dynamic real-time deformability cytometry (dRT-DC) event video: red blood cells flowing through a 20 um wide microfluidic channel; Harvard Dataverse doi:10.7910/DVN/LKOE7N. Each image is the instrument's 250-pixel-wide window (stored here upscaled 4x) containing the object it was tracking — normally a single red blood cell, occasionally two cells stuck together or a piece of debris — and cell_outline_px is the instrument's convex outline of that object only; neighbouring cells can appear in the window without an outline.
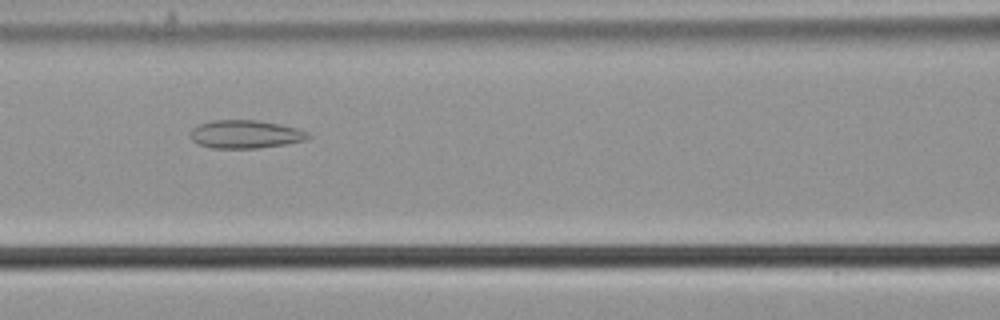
{"species": "common noctule bat (a hibernating species)", "species_latin": "Nyctalus noctula", "temperature_condition": "cold", "stored_images_in_passage": 41, "camera_frame_rate_fps": 3000, "um_per_image_px": 0.085, "animal": {"sex": "male", "body_mass_g": 21.5, "forearm_length_mm": 52.0}, "frame": {"image": 1, "passage_image": 10, "time_ms": 3.0, "image_size_px": [1000, 320], "cell_outline_px": [[312, 136], [304, 140], [284, 144], [256, 148], [212, 148], [196, 144], [192, 140], [192, 128], [196, 124], [212, 120], [256, 120], [280, 124], [296, 128], [308, 132]], "centroid_in_image_um": [20.82, 11.4], "position_along_channel_um": 145.8, "area_um2": 19.31}}
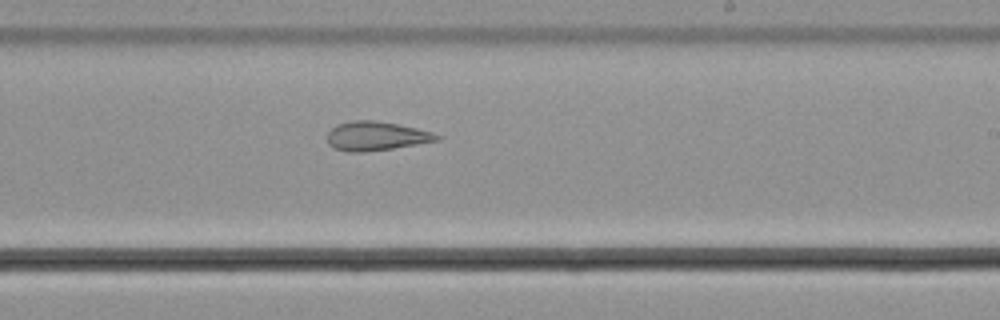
{"frame": {"image": 2, "passage_image": 19, "time_ms": 6.0, "image_size_px": [1000, 320], "cell_outline_px": [[444, 136], [440, 140], [392, 148], [360, 152], [348, 152], [332, 148], [328, 144], [328, 132], [336, 124], [352, 120], [376, 120], [416, 128], [432, 132]], "centroid_in_image_um": [31.96, 11.56], "position_along_channel_um": 257.0, "area_um2": 18.55}}
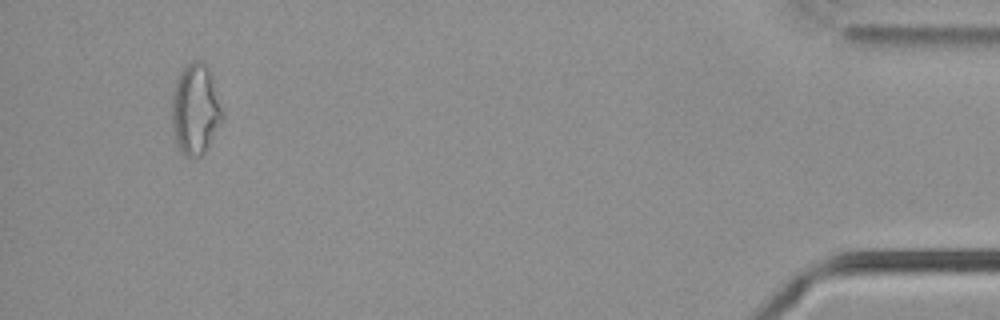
{"frame": {"image": 3, "passage_image": 38, "time_ms": 12.333, "image_size_px": [1000, 320], "cell_outline_px": [[224, 120], [204, 152], [200, 156], [188, 156], [180, 152], [176, 144], [172, 128], [172, 92], [180, 72], [192, 60], [200, 60], [208, 64], [224, 112]], "centroid_in_image_um": [16.63, 9.27], "position_along_channel_um": 418.6, "area_um2": 27.05}, "authors_computed_cell_mechanics": {"area_um2": 20.4612, "velocity_mm_per_s": 3.7201, "shape_relaxation_time_tau1_ms": null, "shape_relaxation_time_tau2_ms": 3.7483, "deformation_change_tau1": null, "deformation_change_tau2": 0.1281}}